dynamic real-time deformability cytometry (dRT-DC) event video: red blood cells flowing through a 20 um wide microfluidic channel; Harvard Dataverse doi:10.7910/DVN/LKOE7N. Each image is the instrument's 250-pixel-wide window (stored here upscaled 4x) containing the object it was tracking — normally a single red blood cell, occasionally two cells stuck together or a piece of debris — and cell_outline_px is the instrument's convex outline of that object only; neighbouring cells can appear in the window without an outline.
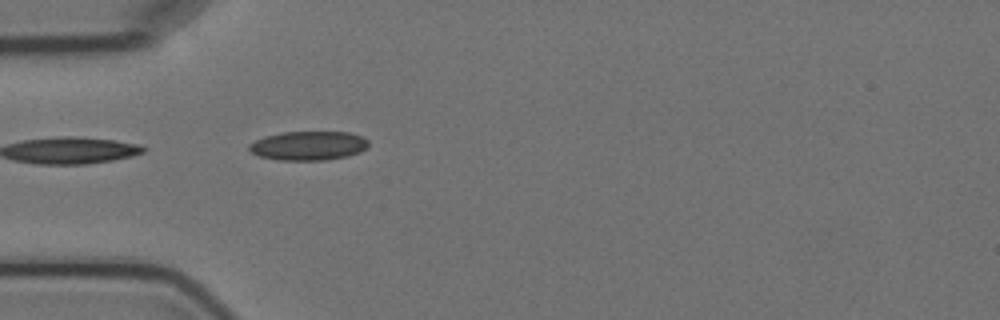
{"species": "Egyptian fruit bat (a non-hibernating species)", "species_latin": "Rousettus aegyptiacus", "temperature_condition": "cold", "stored_images_in_passage": 4, "camera_frame_rate_fps": 3000, "um_per_image_px": 0.085, "animal": {"sex": "female"}, "frame": {"image": 1, "passage_image": 4, "time_ms": 4.333, "image_size_px": [1000, 320], "cell_outline_px": [[368, 144], [360, 152], [348, 156], [324, 160], [280, 160], [260, 156], [252, 152], [248, 148], [248, 144], [264, 136], [284, 132], [348, 132], [364, 136], [368, 140]], "centroid_in_image_um": [26.23, 12.38], "position_along_channel_um": 58.8, "area_um2": 20.17}}